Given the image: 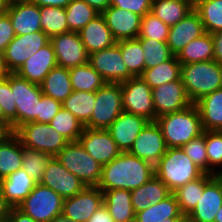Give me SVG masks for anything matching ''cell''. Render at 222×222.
<instances>
[{
    "label": "cell",
    "instance_id": "cell-1",
    "mask_svg": "<svg viewBox=\"0 0 222 222\" xmlns=\"http://www.w3.org/2000/svg\"><path fill=\"white\" fill-rule=\"evenodd\" d=\"M155 175L154 166L149 162L121 152L114 160L102 166L97 187L103 191L114 189L134 190L148 182Z\"/></svg>",
    "mask_w": 222,
    "mask_h": 222
},
{
    "label": "cell",
    "instance_id": "cell-2",
    "mask_svg": "<svg viewBox=\"0 0 222 222\" xmlns=\"http://www.w3.org/2000/svg\"><path fill=\"white\" fill-rule=\"evenodd\" d=\"M167 148L182 147L203 133L201 117L195 104L156 119Z\"/></svg>",
    "mask_w": 222,
    "mask_h": 222
},
{
    "label": "cell",
    "instance_id": "cell-3",
    "mask_svg": "<svg viewBox=\"0 0 222 222\" xmlns=\"http://www.w3.org/2000/svg\"><path fill=\"white\" fill-rule=\"evenodd\" d=\"M186 93L193 104L202 97L222 88V65L215 60L181 65Z\"/></svg>",
    "mask_w": 222,
    "mask_h": 222
},
{
    "label": "cell",
    "instance_id": "cell-4",
    "mask_svg": "<svg viewBox=\"0 0 222 222\" xmlns=\"http://www.w3.org/2000/svg\"><path fill=\"white\" fill-rule=\"evenodd\" d=\"M154 171L171 192L204 174L181 147L167 148L154 166Z\"/></svg>",
    "mask_w": 222,
    "mask_h": 222
},
{
    "label": "cell",
    "instance_id": "cell-5",
    "mask_svg": "<svg viewBox=\"0 0 222 222\" xmlns=\"http://www.w3.org/2000/svg\"><path fill=\"white\" fill-rule=\"evenodd\" d=\"M55 157L86 186L98 185L102 165L90 156L78 141L69 142Z\"/></svg>",
    "mask_w": 222,
    "mask_h": 222
},
{
    "label": "cell",
    "instance_id": "cell-6",
    "mask_svg": "<svg viewBox=\"0 0 222 222\" xmlns=\"http://www.w3.org/2000/svg\"><path fill=\"white\" fill-rule=\"evenodd\" d=\"M22 146L56 156L69 141L47 123L29 122L13 132Z\"/></svg>",
    "mask_w": 222,
    "mask_h": 222
},
{
    "label": "cell",
    "instance_id": "cell-7",
    "mask_svg": "<svg viewBox=\"0 0 222 222\" xmlns=\"http://www.w3.org/2000/svg\"><path fill=\"white\" fill-rule=\"evenodd\" d=\"M63 201L64 199L51 188L37 183L17 208L36 222H51L62 214Z\"/></svg>",
    "mask_w": 222,
    "mask_h": 222
},
{
    "label": "cell",
    "instance_id": "cell-8",
    "mask_svg": "<svg viewBox=\"0 0 222 222\" xmlns=\"http://www.w3.org/2000/svg\"><path fill=\"white\" fill-rule=\"evenodd\" d=\"M122 111L121 83H105L95 92V105L90 122L85 127L107 129Z\"/></svg>",
    "mask_w": 222,
    "mask_h": 222
},
{
    "label": "cell",
    "instance_id": "cell-9",
    "mask_svg": "<svg viewBox=\"0 0 222 222\" xmlns=\"http://www.w3.org/2000/svg\"><path fill=\"white\" fill-rule=\"evenodd\" d=\"M9 83L17 106V128L24 123L34 122L43 94L40 85L29 82L16 73H9Z\"/></svg>",
    "mask_w": 222,
    "mask_h": 222
},
{
    "label": "cell",
    "instance_id": "cell-10",
    "mask_svg": "<svg viewBox=\"0 0 222 222\" xmlns=\"http://www.w3.org/2000/svg\"><path fill=\"white\" fill-rule=\"evenodd\" d=\"M123 111L156 121L152 89L140 77H132L121 83Z\"/></svg>",
    "mask_w": 222,
    "mask_h": 222
},
{
    "label": "cell",
    "instance_id": "cell-11",
    "mask_svg": "<svg viewBox=\"0 0 222 222\" xmlns=\"http://www.w3.org/2000/svg\"><path fill=\"white\" fill-rule=\"evenodd\" d=\"M49 42L50 38L43 31L28 35H16L3 53L8 73H16L28 58Z\"/></svg>",
    "mask_w": 222,
    "mask_h": 222
},
{
    "label": "cell",
    "instance_id": "cell-12",
    "mask_svg": "<svg viewBox=\"0 0 222 222\" xmlns=\"http://www.w3.org/2000/svg\"><path fill=\"white\" fill-rule=\"evenodd\" d=\"M89 63L106 83H123L134 77L123 61L118 42L111 47L91 53Z\"/></svg>",
    "mask_w": 222,
    "mask_h": 222
},
{
    "label": "cell",
    "instance_id": "cell-13",
    "mask_svg": "<svg viewBox=\"0 0 222 222\" xmlns=\"http://www.w3.org/2000/svg\"><path fill=\"white\" fill-rule=\"evenodd\" d=\"M166 151L167 145L159 125L156 121H149L128 152L155 166Z\"/></svg>",
    "mask_w": 222,
    "mask_h": 222
},
{
    "label": "cell",
    "instance_id": "cell-14",
    "mask_svg": "<svg viewBox=\"0 0 222 222\" xmlns=\"http://www.w3.org/2000/svg\"><path fill=\"white\" fill-rule=\"evenodd\" d=\"M57 64L66 69L89 62V54L78 32H66L50 38Z\"/></svg>",
    "mask_w": 222,
    "mask_h": 222
},
{
    "label": "cell",
    "instance_id": "cell-15",
    "mask_svg": "<svg viewBox=\"0 0 222 222\" xmlns=\"http://www.w3.org/2000/svg\"><path fill=\"white\" fill-rule=\"evenodd\" d=\"M103 204V192L97 186H86L76 195L64 199L62 214L75 222H87Z\"/></svg>",
    "mask_w": 222,
    "mask_h": 222
},
{
    "label": "cell",
    "instance_id": "cell-16",
    "mask_svg": "<svg viewBox=\"0 0 222 222\" xmlns=\"http://www.w3.org/2000/svg\"><path fill=\"white\" fill-rule=\"evenodd\" d=\"M78 142L102 166L121 154L116 142L107 129L84 127Z\"/></svg>",
    "mask_w": 222,
    "mask_h": 222
},
{
    "label": "cell",
    "instance_id": "cell-17",
    "mask_svg": "<svg viewBox=\"0 0 222 222\" xmlns=\"http://www.w3.org/2000/svg\"><path fill=\"white\" fill-rule=\"evenodd\" d=\"M156 119L192 105L181 78L152 89Z\"/></svg>",
    "mask_w": 222,
    "mask_h": 222
},
{
    "label": "cell",
    "instance_id": "cell-18",
    "mask_svg": "<svg viewBox=\"0 0 222 222\" xmlns=\"http://www.w3.org/2000/svg\"><path fill=\"white\" fill-rule=\"evenodd\" d=\"M40 183L51 188L63 199L76 195L86 187V185L78 177L70 173L55 156L50 159Z\"/></svg>",
    "mask_w": 222,
    "mask_h": 222
},
{
    "label": "cell",
    "instance_id": "cell-19",
    "mask_svg": "<svg viewBox=\"0 0 222 222\" xmlns=\"http://www.w3.org/2000/svg\"><path fill=\"white\" fill-rule=\"evenodd\" d=\"M149 122L145 117L122 111L107 128L121 152H128L134 140Z\"/></svg>",
    "mask_w": 222,
    "mask_h": 222
},
{
    "label": "cell",
    "instance_id": "cell-20",
    "mask_svg": "<svg viewBox=\"0 0 222 222\" xmlns=\"http://www.w3.org/2000/svg\"><path fill=\"white\" fill-rule=\"evenodd\" d=\"M101 14L117 42L139 36L141 16L138 14L111 5Z\"/></svg>",
    "mask_w": 222,
    "mask_h": 222
},
{
    "label": "cell",
    "instance_id": "cell-21",
    "mask_svg": "<svg viewBox=\"0 0 222 222\" xmlns=\"http://www.w3.org/2000/svg\"><path fill=\"white\" fill-rule=\"evenodd\" d=\"M10 19L16 35H28L42 31L40 7L29 0H12L5 11Z\"/></svg>",
    "mask_w": 222,
    "mask_h": 222
},
{
    "label": "cell",
    "instance_id": "cell-22",
    "mask_svg": "<svg viewBox=\"0 0 222 222\" xmlns=\"http://www.w3.org/2000/svg\"><path fill=\"white\" fill-rule=\"evenodd\" d=\"M206 33L200 15L193 9L186 17L169 29L167 44L178 55L192 40Z\"/></svg>",
    "mask_w": 222,
    "mask_h": 222
},
{
    "label": "cell",
    "instance_id": "cell-23",
    "mask_svg": "<svg viewBox=\"0 0 222 222\" xmlns=\"http://www.w3.org/2000/svg\"><path fill=\"white\" fill-rule=\"evenodd\" d=\"M222 206V180L215 176L205 187L196 207L186 217L189 222H214Z\"/></svg>",
    "mask_w": 222,
    "mask_h": 222
},
{
    "label": "cell",
    "instance_id": "cell-24",
    "mask_svg": "<svg viewBox=\"0 0 222 222\" xmlns=\"http://www.w3.org/2000/svg\"><path fill=\"white\" fill-rule=\"evenodd\" d=\"M57 66L55 52L49 42L28 58L16 74L29 82L40 85L45 76Z\"/></svg>",
    "mask_w": 222,
    "mask_h": 222
},
{
    "label": "cell",
    "instance_id": "cell-25",
    "mask_svg": "<svg viewBox=\"0 0 222 222\" xmlns=\"http://www.w3.org/2000/svg\"><path fill=\"white\" fill-rule=\"evenodd\" d=\"M78 33L89 55L111 47L117 43L101 13L91 20Z\"/></svg>",
    "mask_w": 222,
    "mask_h": 222
},
{
    "label": "cell",
    "instance_id": "cell-26",
    "mask_svg": "<svg viewBox=\"0 0 222 222\" xmlns=\"http://www.w3.org/2000/svg\"><path fill=\"white\" fill-rule=\"evenodd\" d=\"M37 183L21 168L1 179L0 188L5 201L11 207H17L33 191Z\"/></svg>",
    "mask_w": 222,
    "mask_h": 222
},
{
    "label": "cell",
    "instance_id": "cell-27",
    "mask_svg": "<svg viewBox=\"0 0 222 222\" xmlns=\"http://www.w3.org/2000/svg\"><path fill=\"white\" fill-rule=\"evenodd\" d=\"M172 192L156 175L137 189L131 190V202L135 214L145 210L151 204L164 200Z\"/></svg>",
    "mask_w": 222,
    "mask_h": 222
},
{
    "label": "cell",
    "instance_id": "cell-28",
    "mask_svg": "<svg viewBox=\"0 0 222 222\" xmlns=\"http://www.w3.org/2000/svg\"><path fill=\"white\" fill-rule=\"evenodd\" d=\"M195 105L204 131H222V88L202 97Z\"/></svg>",
    "mask_w": 222,
    "mask_h": 222
},
{
    "label": "cell",
    "instance_id": "cell-29",
    "mask_svg": "<svg viewBox=\"0 0 222 222\" xmlns=\"http://www.w3.org/2000/svg\"><path fill=\"white\" fill-rule=\"evenodd\" d=\"M104 205L114 222H135V212L131 202V191L114 189L103 191Z\"/></svg>",
    "mask_w": 222,
    "mask_h": 222
},
{
    "label": "cell",
    "instance_id": "cell-30",
    "mask_svg": "<svg viewBox=\"0 0 222 222\" xmlns=\"http://www.w3.org/2000/svg\"><path fill=\"white\" fill-rule=\"evenodd\" d=\"M44 95L63 103L73 92L69 69L57 66L53 68L40 84Z\"/></svg>",
    "mask_w": 222,
    "mask_h": 222
},
{
    "label": "cell",
    "instance_id": "cell-31",
    "mask_svg": "<svg viewBox=\"0 0 222 222\" xmlns=\"http://www.w3.org/2000/svg\"><path fill=\"white\" fill-rule=\"evenodd\" d=\"M215 176L216 175L204 173L196 180L190 181L172 192L176 197L181 213L185 217H187L196 207L200 196L203 194L204 187Z\"/></svg>",
    "mask_w": 222,
    "mask_h": 222
},
{
    "label": "cell",
    "instance_id": "cell-32",
    "mask_svg": "<svg viewBox=\"0 0 222 222\" xmlns=\"http://www.w3.org/2000/svg\"><path fill=\"white\" fill-rule=\"evenodd\" d=\"M22 168V143L12 132L0 141V180Z\"/></svg>",
    "mask_w": 222,
    "mask_h": 222
},
{
    "label": "cell",
    "instance_id": "cell-33",
    "mask_svg": "<svg viewBox=\"0 0 222 222\" xmlns=\"http://www.w3.org/2000/svg\"><path fill=\"white\" fill-rule=\"evenodd\" d=\"M169 218H186L173 193L157 204H151L145 210L137 212L135 222H164Z\"/></svg>",
    "mask_w": 222,
    "mask_h": 222
},
{
    "label": "cell",
    "instance_id": "cell-34",
    "mask_svg": "<svg viewBox=\"0 0 222 222\" xmlns=\"http://www.w3.org/2000/svg\"><path fill=\"white\" fill-rule=\"evenodd\" d=\"M181 65L214 60V46L212 34L206 32L192 40L177 55Z\"/></svg>",
    "mask_w": 222,
    "mask_h": 222
},
{
    "label": "cell",
    "instance_id": "cell-35",
    "mask_svg": "<svg viewBox=\"0 0 222 222\" xmlns=\"http://www.w3.org/2000/svg\"><path fill=\"white\" fill-rule=\"evenodd\" d=\"M193 9L184 0H152L150 12L171 27L186 17Z\"/></svg>",
    "mask_w": 222,
    "mask_h": 222
},
{
    "label": "cell",
    "instance_id": "cell-36",
    "mask_svg": "<svg viewBox=\"0 0 222 222\" xmlns=\"http://www.w3.org/2000/svg\"><path fill=\"white\" fill-rule=\"evenodd\" d=\"M181 76V63L178 61L177 56L159 64L158 66L145 69L140 76L151 89L179 80Z\"/></svg>",
    "mask_w": 222,
    "mask_h": 222
},
{
    "label": "cell",
    "instance_id": "cell-37",
    "mask_svg": "<svg viewBox=\"0 0 222 222\" xmlns=\"http://www.w3.org/2000/svg\"><path fill=\"white\" fill-rule=\"evenodd\" d=\"M73 91L96 92L106 82L89 62L69 69Z\"/></svg>",
    "mask_w": 222,
    "mask_h": 222
},
{
    "label": "cell",
    "instance_id": "cell-38",
    "mask_svg": "<svg viewBox=\"0 0 222 222\" xmlns=\"http://www.w3.org/2000/svg\"><path fill=\"white\" fill-rule=\"evenodd\" d=\"M95 105V92L73 91L62 103V107L70 111L84 127L90 122Z\"/></svg>",
    "mask_w": 222,
    "mask_h": 222
},
{
    "label": "cell",
    "instance_id": "cell-39",
    "mask_svg": "<svg viewBox=\"0 0 222 222\" xmlns=\"http://www.w3.org/2000/svg\"><path fill=\"white\" fill-rule=\"evenodd\" d=\"M68 32H79L91 20L100 14L84 0H72L66 7Z\"/></svg>",
    "mask_w": 222,
    "mask_h": 222
},
{
    "label": "cell",
    "instance_id": "cell-40",
    "mask_svg": "<svg viewBox=\"0 0 222 222\" xmlns=\"http://www.w3.org/2000/svg\"><path fill=\"white\" fill-rule=\"evenodd\" d=\"M42 31L49 37L68 32L66 12L63 7H40Z\"/></svg>",
    "mask_w": 222,
    "mask_h": 222
},
{
    "label": "cell",
    "instance_id": "cell-41",
    "mask_svg": "<svg viewBox=\"0 0 222 222\" xmlns=\"http://www.w3.org/2000/svg\"><path fill=\"white\" fill-rule=\"evenodd\" d=\"M123 61L128 71L134 76H141L145 70L144 52L137 39L118 41Z\"/></svg>",
    "mask_w": 222,
    "mask_h": 222
},
{
    "label": "cell",
    "instance_id": "cell-42",
    "mask_svg": "<svg viewBox=\"0 0 222 222\" xmlns=\"http://www.w3.org/2000/svg\"><path fill=\"white\" fill-rule=\"evenodd\" d=\"M49 124L69 142L78 141L84 129V125L70 111L63 107Z\"/></svg>",
    "mask_w": 222,
    "mask_h": 222
},
{
    "label": "cell",
    "instance_id": "cell-43",
    "mask_svg": "<svg viewBox=\"0 0 222 222\" xmlns=\"http://www.w3.org/2000/svg\"><path fill=\"white\" fill-rule=\"evenodd\" d=\"M194 10L200 15L206 32L222 30V0H204Z\"/></svg>",
    "mask_w": 222,
    "mask_h": 222
},
{
    "label": "cell",
    "instance_id": "cell-44",
    "mask_svg": "<svg viewBox=\"0 0 222 222\" xmlns=\"http://www.w3.org/2000/svg\"><path fill=\"white\" fill-rule=\"evenodd\" d=\"M137 40L144 52L145 69L158 66L174 56L167 42H159L150 38H137Z\"/></svg>",
    "mask_w": 222,
    "mask_h": 222
},
{
    "label": "cell",
    "instance_id": "cell-45",
    "mask_svg": "<svg viewBox=\"0 0 222 222\" xmlns=\"http://www.w3.org/2000/svg\"><path fill=\"white\" fill-rule=\"evenodd\" d=\"M52 155L22 146V169L40 183Z\"/></svg>",
    "mask_w": 222,
    "mask_h": 222
},
{
    "label": "cell",
    "instance_id": "cell-46",
    "mask_svg": "<svg viewBox=\"0 0 222 222\" xmlns=\"http://www.w3.org/2000/svg\"><path fill=\"white\" fill-rule=\"evenodd\" d=\"M0 105L4 114V123L12 132L17 129V106L9 83V73L0 78Z\"/></svg>",
    "mask_w": 222,
    "mask_h": 222
},
{
    "label": "cell",
    "instance_id": "cell-47",
    "mask_svg": "<svg viewBox=\"0 0 222 222\" xmlns=\"http://www.w3.org/2000/svg\"><path fill=\"white\" fill-rule=\"evenodd\" d=\"M170 27L148 12L141 17L139 36L137 38H150L159 42H167Z\"/></svg>",
    "mask_w": 222,
    "mask_h": 222
},
{
    "label": "cell",
    "instance_id": "cell-48",
    "mask_svg": "<svg viewBox=\"0 0 222 222\" xmlns=\"http://www.w3.org/2000/svg\"><path fill=\"white\" fill-rule=\"evenodd\" d=\"M205 144L208 158V174L217 176L222 170V131H205ZM219 167L221 169L217 170Z\"/></svg>",
    "mask_w": 222,
    "mask_h": 222
},
{
    "label": "cell",
    "instance_id": "cell-49",
    "mask_svg": "<svg viewBox=\"0 0 222 222\" xmlns=\"http://www.w3.org/2000/svg\"><path fill=\"white\" fill-rule=\"evenodd\" d=\"M186 155L206 174H208V158L205 144V131L181 147Z\"/></svg>",
    "mask_w": 222,
    "mask_h": 222
},
{
    "label": "cell",
    "instance_id": "cell-50",
    "mask_svg": "<svg viewBox=\"0 0 222 222\" xmlns=\"http://www.w3.org/2000/svg\"><path fill=\"white\" fill-rule=\"evenodd\" d=\"M61 108L62 103L60 101L42 94L38 108V116L34 122L49 124Z\"/></svg>",
    "mask_w": 222,
    "mask_h": 222
},
{
    "label": "cell",
    "instance_id": "cell-51",
    "mask_svg": "<svg viewBox=\"0 0 222 222\" xmlns=\"http://www.w3.org/2000/svg\"><path fill=\"white\" fill-rule=\"evenodd\" d=\"M110 5L143 17L151 11L152 0H111Z\"/></svg>",
    "mask_w": 222,
    "mask_h": 222
},
{
    "label": "cell",
    "instance_id": "cell-52",
    "mask_svg": "<svg viewBox=\"0 0 222 222\" xmlns=\"http://www.w3.org/2000/svg\"><path fill=\"white\" fill-rule=\"evenodd\" d=\"M16 33L11 24L9 15L4 12L0 14V52L4 53L7 45L13 40Z\"/></svg>",
    "mask_w": 222,
    "mask_h": 222
},
{
    "label": "cell",
    "instance_id": "cell-53",
    "mask_svg": "<svg viewBox=\"0 0 222 222\" xmlns=\"http://www.w3.org/2000/svg\"><path fill=\"white\" fill-rule=\"evenodd\" d=\"M87 222H114V220L109 214L108 209L103 204L93 213Z\"/></svg>",
    "mask_w": 222,
    "mask_h": 222
},
{
    "label": "cell",
    "instance_id": "cell-54",
    "mask_svg": "<svg viewBox=\"0 0 222 222\" xmlns=\"http://www.w3.org/2000/svg\"><path fill=\"white\" fill-rule=\"evenodd\" d=\"M214 46V60L222 65V30L212 34Z\"/></svg>",
    "mask_w": 222,
    "mask_h": 222
},
{
    "label": "cell",
    "instance_id": "cell-55",
    "mask_svg": "<svg viewBox=\"0 0 222 222\" xmlns=\"http://www.w3.org/2000/svg\"><path fill=\"white\" fill-rule=\"evenodd\" d=\"M8 220L10 222H36L30 216L19 210L17 207H11Z\"/></svg>",
    "mask_w": 222,
    "mask_h": 222
},
{
    "label": "cell",
    "instance_id": "cell-56",
    "mask_svg": "<svg viewBox=\"0 0 222 222\" xmlns=\"http://www.w3.org/2000/svg\"><path fill=\"white\" fill-rule=\"evenodd\" d=\"M32 4L39 7H63L65 8L72 0H29Z\"/></svg>",
    "mask_w": 222,
    "mask_h": 222
},
{
    "label": "cell",
    "instance_id": "cell-57",
    "mask_svg": "<svg viewBox=\"0 0 222 222\" xmlns=\"http://www.w3.org/2000/svg\"><path fill=\"white\" fill-rule=\"evenodd\" d=\"M10 209L11 206L5 201L0 188V222L6 221L8 219Z\"/></svg>",
    "mask_w": 222,
    "mask_h": 222
},
{
    "label": "cell",
    "instance_id": "cell-58",
    "mask_svg": "<svg viewBox=\"0 0 222 222\" xmlns=\"http://www.w3.org/2000/svg\"><path fill=\"white\" fill-rule=\"evenodd\" d=\"M84 1L87 2L91 7L95 8L100 13L106 10L111 3V0H84Z\"/></svg>",
    "mask_w": 222,
    "mask_h": 222
},
{
    "label": "cell",
    "instance_id": "cell-59",
    "mask_svg": "<svg viewBox=\"0 0 222 222\" xmlns=\"http://www.w3.org/2000/svg\"><path fill=\"white\" fill-rule=\"evenodd\" d=\"M11 133L10 128L0 119V141H3Z\"/></svg>",
    "mask_w": 222,
    "mask_h": 222
},
{
    "label": "cell",
    "instance_id": "cell-60",
    "mask_svg": "<svg viewBox=\"0 0 222 222\" xmlns=\"http://www.w3.org/2000/svg\"><path fill=\"white\" fill-rule=\"evenodd\" d=\"M8 74V71L5 67L3 53L0 52V78L5 77Z\"/></svg>",
    "mask_w": 222,
    "mask_h": 222
},
{
    "label": "cell",
    "instance_id": "cell-61",
    "mask_svg": "<svg viewBox=\"0 0 222 222\" xmlns=\"http://www.w3.org/2000/svg\"><path fill=\"white\" fill-rule=\"evenodd\" d=\"M51 222H75V221L61 214V215L56 216Z\"/></svg>",
    "mask_w": 222,
    "mask_h": 222
},
{
    "label": "cell",
    "instance_id": "cell-62",
    "mask_svg": "<svg viewBox=\"0 0 222 222\" xmlns=\"http://www.w3.org/2000/svg\"><path fill=\"white\" fill-rule=\"evenodd\" d=\"M9 2V0H0V14L7 10Z\"/></svg>",
    "mask_w": 222,
    "mask_h": 222
},
{
    "label": "cell",
    "instance_id": "cell-63",
    "mask_svg": "<svg viewBox=\"0 0 222 222\" xmlns=\"http://www.w3.org/2000/svg\"><path fill=\"white\" fill-rule=\"evenodd\" d=\"M214 222H222V206L219 208L218 212L216 213Z\"/></svg>",
    "mask_w": 222,
    "mask_h": 222
},
{
    "label": "cell",
    "instance_id": "cell-64",
    "mask_svg": "<svg viewBox=\"0 0 222 222\" xmlns=\"http://www.w3.org/2000/svg\"><path fill=\"white\" fill-rule=\"evenodd\" d=\"M184 1L189 3L193 8H195L200 2L204 0H184Z\"/></svg>",
    "mask_w": 222,
    "mask_h": 222
},
{
    "label": "cell",
    "instance_id": "cell-65",
    "mask_svg": "<svg viewBox=\"0 0 222 222\" xmlns=\"http://www.w3.org/2000/svg\"><path fill=\"white\" fill-rule=\"evenodd\" d=\"M186 218H169L165 219L164 222H184Z\"/></svg>",
    "mask_w": 222,
    "mask_h": 222
},
{
    "label": "cell",
    "instance_id": "cell-66",
    "mask_svg": "<svg viewBox=\"0 0 222 222\" xmlns=\"http://www.w3.org/2000/svg\"><path fill=\"white\" fill-rule=\"evenodd\" d=\"M0 119L4 122V114L1 105H0Z\"/></svg>",
    "mask_w": 222,
    "mask_h": 222
},
{
    "label": "cell",
    "instance_id": "cell-67",
    "mask_svg": "<svg viewBox=\"0 0 222 222\" xmlns=\"http://www.w3.org/2000/svg\"><path fill=\"white\" fill-rule=\"evenodd\" d=\"M217 176L222 180V170L217 174Z\"/></svg>",
    "mask_w": 222,
    "mask_h": 222
}]
</instances>
